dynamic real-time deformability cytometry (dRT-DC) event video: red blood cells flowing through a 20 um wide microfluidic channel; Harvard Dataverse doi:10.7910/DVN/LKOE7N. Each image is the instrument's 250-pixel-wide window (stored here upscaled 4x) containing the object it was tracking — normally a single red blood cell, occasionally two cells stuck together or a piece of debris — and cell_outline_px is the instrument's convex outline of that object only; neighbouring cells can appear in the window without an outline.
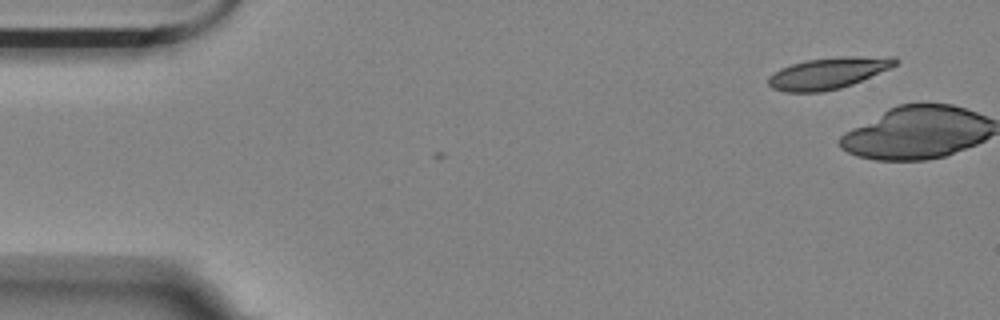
{"species": "Egyptian fruit bat (a non-hibernating species)", "species_latin": "Rousettus aegyptiacus", "temperature_condition": "room temperature", "stored_images_in_passage": 2, "camera_frame_rate_fps": 3000, "um_per_image_px": 0.085, "animal": {"sex": "female"}, "frame": {"image": 1, "passage_image": 1, "time_ms": 0.0, "image_size_px": [1000, 320], "cell_outline_px": [[900, 60], [896, 64], [888, 68], [852, 84], [840, 88], [820, 92], [784, 92], [772, 88], [768, 84], [768, 76], [780, 68], [792, 64], [808, 60], [840, 56], [896, 56]], "centroid_in_image_um": [70.39, 6.21], "position_along_channel_um": 14.6, "area_um2": 23.18}}